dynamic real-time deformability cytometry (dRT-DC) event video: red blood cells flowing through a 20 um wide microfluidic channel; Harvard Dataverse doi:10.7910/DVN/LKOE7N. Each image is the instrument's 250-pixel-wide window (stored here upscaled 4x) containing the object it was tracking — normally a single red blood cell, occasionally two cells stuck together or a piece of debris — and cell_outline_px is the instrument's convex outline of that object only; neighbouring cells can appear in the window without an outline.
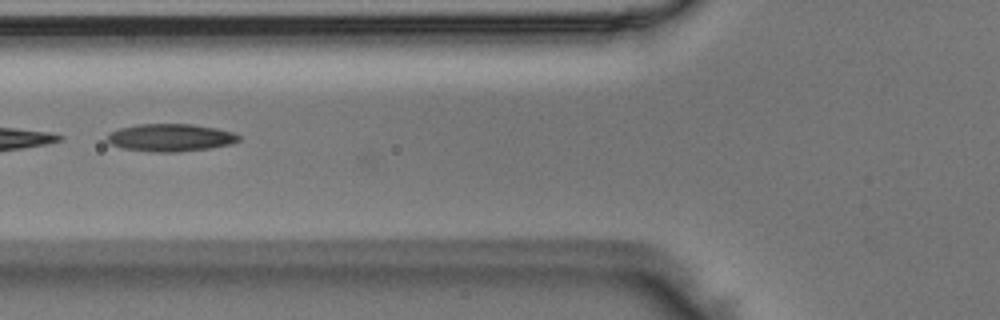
{"species": "Egyptian fruit bat (a non-hibernating species)", "species_latin": "Rousettus aegyptiacus", "temperature_condition": "room temperature", "stored_images_in_passage": 24, "camera_frame_rate_fps": 3000, "um_per_image_px": 0.085, "animal": {"sex": "male"}, "frame": {"image": 1, "passage_image": 21, "time_ms": 6.667, "image_size_px": [1000, 320], "cell_outline_px": [[240, 140], [232, 144], [212, 148], [176, 152], [152, 152], [120, 148], [112, 144], [108, 140], [108, 136], [112, 132], [120, 128], [136, 124], [192, 124], [216, 128], [232, 132], [240, 136]], "centroid_in_image_um": [14.52, 11.7], "position_along_channel_um": 111.3, "area_um2": 21.15}}